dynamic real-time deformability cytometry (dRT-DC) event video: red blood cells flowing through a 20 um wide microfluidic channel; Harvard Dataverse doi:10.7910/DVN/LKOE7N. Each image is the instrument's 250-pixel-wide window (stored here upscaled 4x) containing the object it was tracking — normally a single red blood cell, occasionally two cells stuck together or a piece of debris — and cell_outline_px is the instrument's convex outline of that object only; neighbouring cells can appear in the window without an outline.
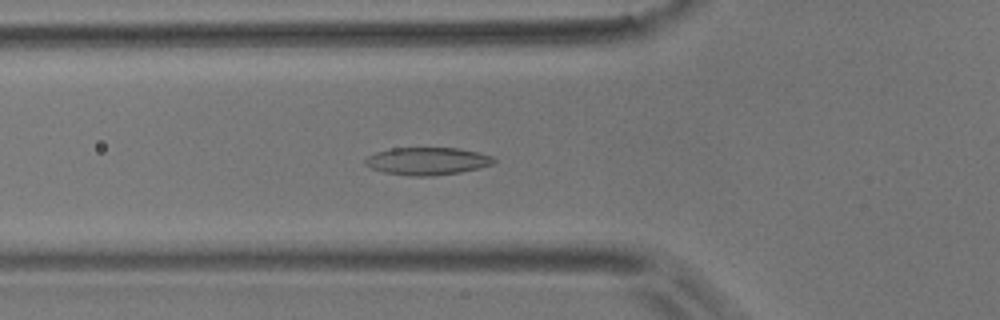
{"species": "common noctule bat (a hibernating species)", "species_latin": "Nyctalus noctula", "temperature_condition": "room temperature", "stored_images_in_passage": 54, "camera_frame_rate_fps": 3000, "um_per_image_px": 0.085, "animal": {"sex": "male", "body_mass_g": 17.9}, "frame": {"image": 1, "passage_image": 19, "time_ms": 6.0, "image_size_px": [1000, 320], "cell_outline_px": [[496, 160], [492, 164], [480, 168], [460, 172], [436, 176], [408, 176], [384, 172], [372, 168], [364, 164], [364, 160], [368, 156], [376, 152], [392, 148], [460, 148], [492, 156]], "centroid_in_image_um": [36.31, 13.7], "position_along_channel_um": 89.5, "area_um2": 20.69}}
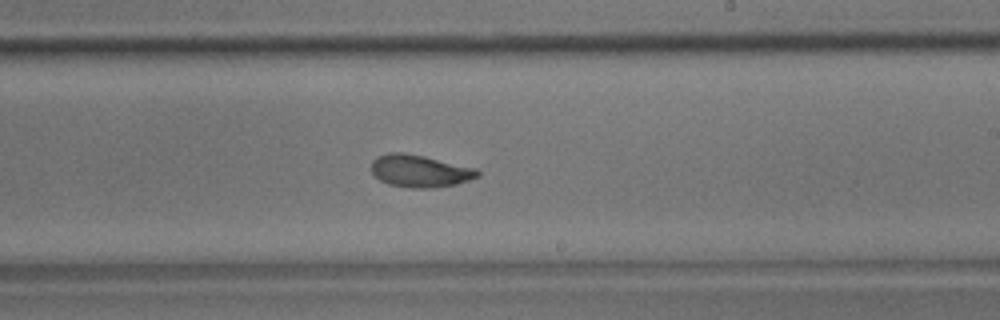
{"frame": {"image": 2, "passage_image": 32, "time_ms": 10.333, "image_size_px": [1000, 320], "cell_outline_px": [[480, 176], [456, 184], [432, 188], [412, 188], [388, 184], [380, 180], [372, 172], [372, 160], [376, 156], [388, 152], [404, 152], [424, 156], [476, 168], [480, 172]], "centroid_in_image_um": [35.68, 14.52], "position_along_channel_um": 253.3, "area_um2": 20.06}}
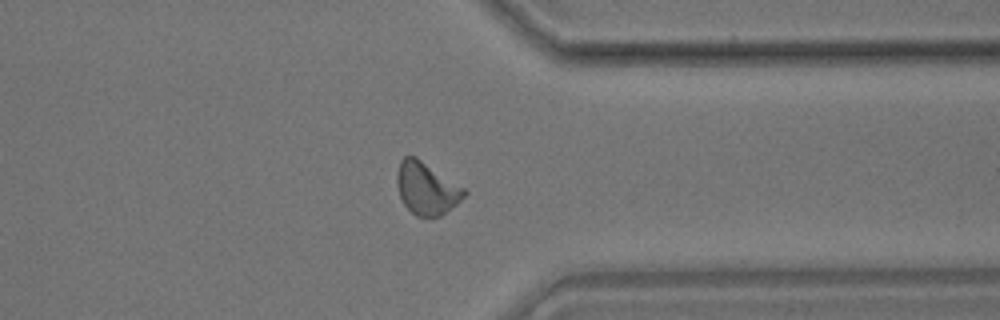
{"frame": {"image": 3, "passage_image": 42, "time_ms": 13.667, "image_size_px": [1000, 320], "cell_outline_px": [[468, 192], [456, 204], [440, 216], [416, 216], [404, 204], [400, 196], [396, 180], [396, 176], [400, 160], [404, 156], [416, 156], [464, 188]], "centroid_in_image_um": [36.24, 15.99], "position_along_channel_um": 375.2, "area_um2": 20.23}, "authors_computed_cell_mechanics": {"area_um2": 19.9699, "velocity_mm_per_s": 3.7714, "shape_relaxation_time_tau1_ms": 5.7842, "shape_relaxation_time_tau2_ms": 2.4747, "deformation_change_tau1": 0.1431, "deformation_change_tau2": 0.0809}}